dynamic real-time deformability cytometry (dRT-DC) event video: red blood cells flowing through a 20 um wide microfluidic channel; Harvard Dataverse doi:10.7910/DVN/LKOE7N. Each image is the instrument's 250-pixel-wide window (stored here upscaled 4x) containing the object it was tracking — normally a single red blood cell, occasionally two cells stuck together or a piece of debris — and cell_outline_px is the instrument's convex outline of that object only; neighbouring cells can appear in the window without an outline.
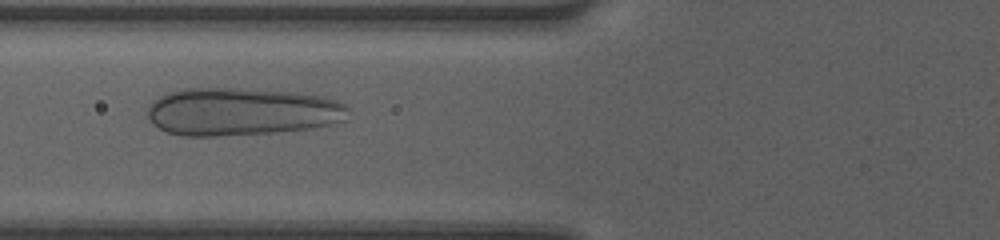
{"species": "human", "species_latin": "Homo sapiens", "temperature_condition": "room temperature", "stored_images_in_passage": 39, "camera_frame_rate_fps": 3000, "um_per_image_px": 0.085, "donor": {"sex": "female"}, "frame": {"image": 1, "passage_image": 9, "time_ms": 2.667, "image_size_px": [1000, 240], "cell_outline_px": [[348, 108], [344, 120], [336, 124], [312, 128], [276, 132], [216, 136], [184, 136], [168, 132], [152, 124], [148, 120], [148, 104], [152, 100], [160, 96], [172, 92], [188, 88], [240, 88], [296, 92], [320, 96], [336, 100], [344, 104]], "centroid_in_image_um": [20.53, 9.49], "position_along_channel_um": 105.3, "area_um2": 56.12}}
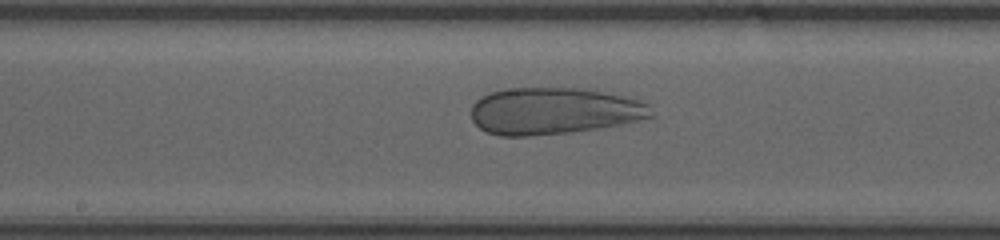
{"frame": {"image": 2, "passage_image": 16, "time_ms": 5.0, "image_size_px": [1000, 240], "cell_outline_px": [[656, 116], [620, 124], [596, 128], [568, 132], [528, 136], [500, 136], [488, 132], [480, 128], [472, 120], [472, 104], [476, 100], [492, 92], [504, 88], [584, 88], [624, 96], [640, 100], [648, 104]], "centroid_in_image_um": [47.08, 9.42], "position_along_channel_um": 201.1, "area_um2": 49.01}}
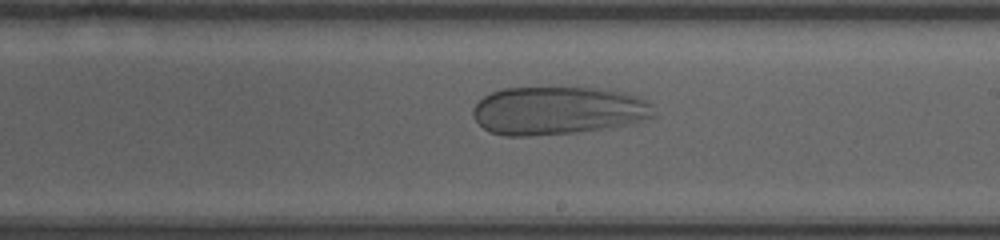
{"frame": {"image": 3, "passage_image": 19, "time_ms": 6.0, "image_size_px": [1000, 240], "cell_outline_px": [[656, 116], [636, 124], [576, 132], [528, 136], [504, 136], [488, 132], [476, 120], [472, 112], [472, 108], [484, 96], [492, 92], [504, 88], [596, 88], [624, 92], [640, 96], [652, 104]], "centroid_in_image_um": [47.48, 9.41], "position_along_channel_um": 241.5, "area_um2": 51.15}}